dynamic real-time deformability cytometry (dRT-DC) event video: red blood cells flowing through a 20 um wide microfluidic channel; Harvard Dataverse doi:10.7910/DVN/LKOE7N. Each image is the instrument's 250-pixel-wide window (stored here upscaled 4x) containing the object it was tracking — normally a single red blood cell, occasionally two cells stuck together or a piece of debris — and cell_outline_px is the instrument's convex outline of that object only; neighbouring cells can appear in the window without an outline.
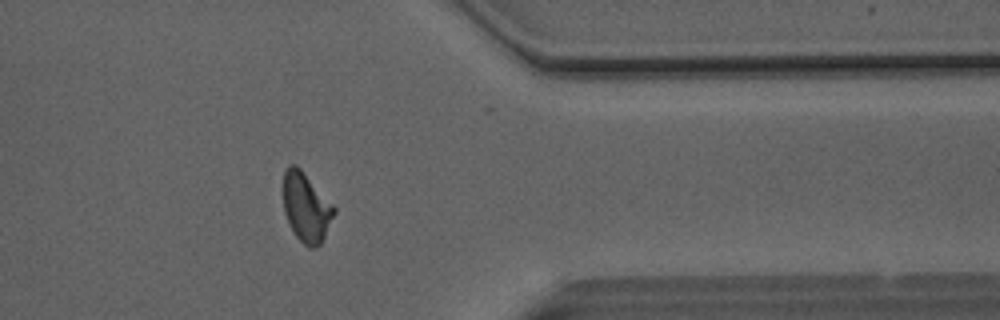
{"species": "Egyptian fruit bat (a non-hibernating species)", "species_latin": "Rousettus aegyptiacus", "temperature_condition": "room temperature", "stored_images_in_passage": 34, "camera_frame_rate_fps": 3000, "um_per_image_px": 0.085, "animal": {"sex": "male"}, "frame": {"image": 1, "passage_image": 25, "time_ms": 8.0, "image_size_px": [1000, 320], "cell_outline_px": [[336, 212], [320, 244], [316, 248], [308, 248], [296, 236], [284, 212], [284, 172], [288, 164], [296, 164], [300, 168], [336, 208]], "centroid_in_image_um": [26.03, 17.62], "position_along_channel_um": 385.4, "area_um2": 20.17}}
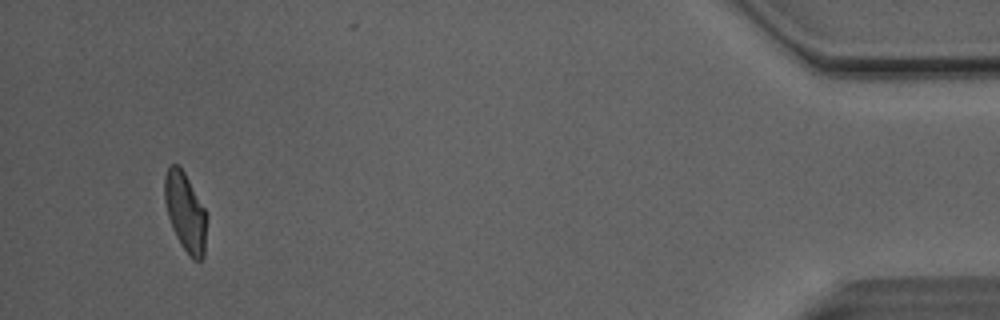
{"frame": {"image": 2, "passage_image": 32, "time_ms": 10.333, "image_size_px": [1000, 320], "cell_outline_px": [[208, 216], [204, 256], [200, 260], [192, 260], [180, 244], [172, 228], [168, 216], [164, 200], [164, 176], [168, 164], [176, 164], [184, 172], [208, 212]], "centroid_in_image_um": [15.77, 18.03], "position_along_channel_um": 419.4, "area_um2": 19.83}, "authors_computed_cell_mechanics": {"area_um2": 20.0277, "velocity_mm_per_s": 4.1122, "shape_relaxation_time_tau1_ms": 7.5431, "shape_relaxation_time_tau2_ms": 1.6546, "deformation_change_tau1": 0.1981, "deformation_change_tau2": 0.0877}}